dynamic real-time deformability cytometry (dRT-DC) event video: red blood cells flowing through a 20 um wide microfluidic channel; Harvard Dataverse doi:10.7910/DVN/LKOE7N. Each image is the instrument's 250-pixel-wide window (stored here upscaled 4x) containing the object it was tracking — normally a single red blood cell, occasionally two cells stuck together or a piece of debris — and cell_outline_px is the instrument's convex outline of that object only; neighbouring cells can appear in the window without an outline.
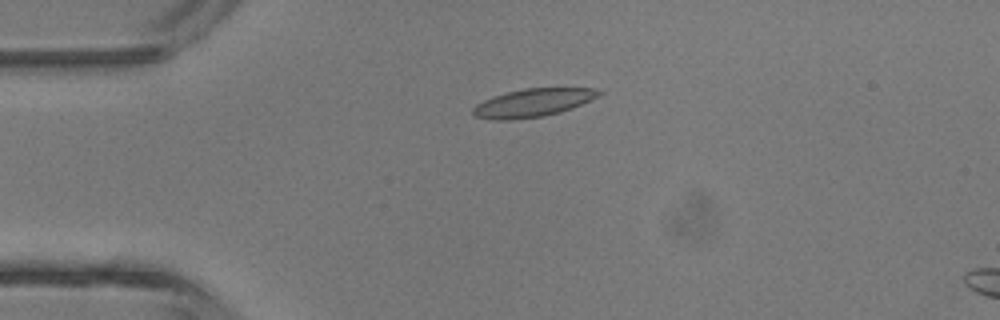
{"species": "common noctule bat (a hibernating species)", "species_latin": "Nyctalus noctula", "temperature_condition": "room temperature", "stored_images_in_passage": 2, "camera_frame_rate_fps": 3000, "um_per_image_px": 0.085, "animal": {"sex": "male", "body_mass_g": 13.3}, "frame": {"image": 1, "passage_image": 1, "time_ms": 0.0, "image_size_px": [1000, 320], "cell_outline_px": [[604, 92], [592, 100], [572, 108], [560, 112], [544, 116], [512, 120], [492, 120], [476, 116], [472, 112], [472, 108], [476, 104], [484, 100], [508, 92], [524, 88], [596, 88]], "centroid_in_image_um": [45.33, 8.74], "position_along_channel_um": 39.7, "area_um2": 20.63}}